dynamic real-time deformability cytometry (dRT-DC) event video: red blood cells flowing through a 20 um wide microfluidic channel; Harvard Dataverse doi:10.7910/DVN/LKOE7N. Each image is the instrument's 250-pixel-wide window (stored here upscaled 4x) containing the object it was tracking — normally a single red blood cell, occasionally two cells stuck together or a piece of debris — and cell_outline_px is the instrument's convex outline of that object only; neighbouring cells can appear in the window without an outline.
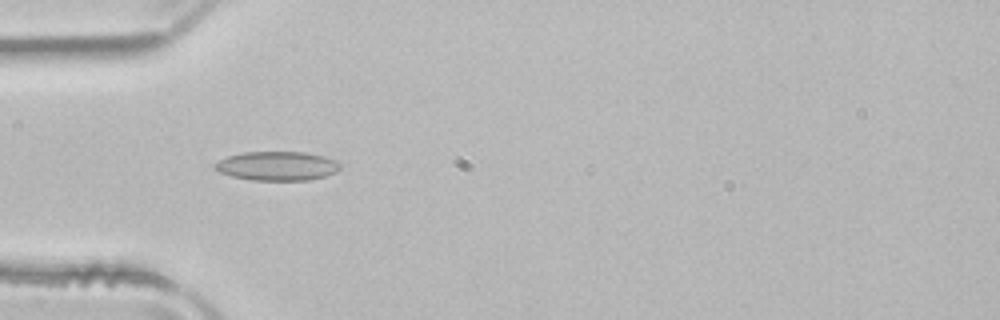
{"species": "common noctule bat (a hibernating species)", "species_latin": "Nyctalus noctula", "temperature_condition": "room temperature", "stored_images_in_passage": 36, "camera_frame_rate_fps": 3000, "um_per_image_px": 0.085, "animal": {"sex": "male", "body_mass_g": 21.5, "forearm_length_mm": 52.0}, "frame": {"image": 1, "passage_image": 1, "time_ms": 0.0, "image_size_px": [1000, 320], "cell_outline_px": [[340, 168], [336, 172], [324, 176], [308, 180], [252, 180], [232, 176], [220, 172], [212, 168], [212, 164], [228, 156], [244, 152], [304, 152], [324, 156], [340, 160]], "centroid_in_image_um": [23.57, 14.1], "position_along_channel_um": 61.4, "area_um2": 21.33}}
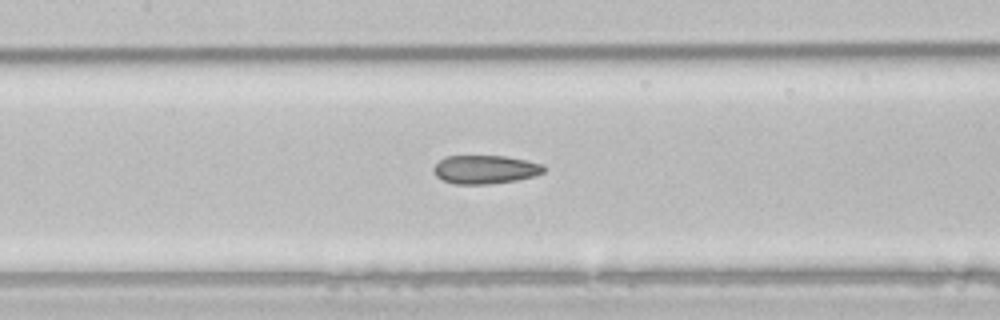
{"frame": {"image": 2, "passage_image": 9, "time_ms": 2.667, "image_size_px": [1000, 320], "cell_outline_px": [[544, 172], [536, 176], [516, 180], [488, 184], [456, 184], [444, 180], [436, 176], [432, 172], [432, 168], [440, 160], [448, 156], [504, 156], [524, 160], [540, 164], [544, 168]], "centroid_in_image_um": [41.21, 14.41], "position_along_channel_um": 166.2, "area_um2": 18.15}}
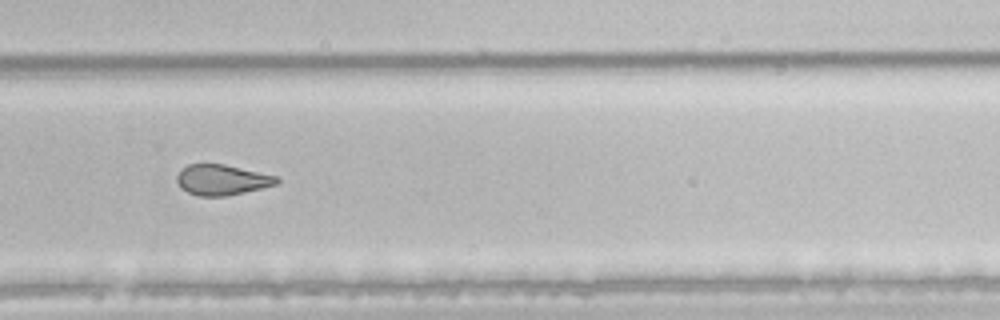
{"frame": {"image": 3, "passage_image": 20, "time_ms": 6.333, "image_size_px": [1000, 320], "cell_outline_px": [[280, 180], [276, 184], [244, 192], [224, 196], [200, 196], [188, 192], [180, 188], [176, 180], [176, 176], [188, 164], [224, 164], [276, 176]], "centroid_in_image_um": [18.83, 15.29], "position_along_channel_um": 311.0, "area_um2": 17.46}, "authors_computed_cell_mechanics": {"area_um2": 19.2763, "velocity_mm_per_s": 3.9675, "shape_relaxation_time_tau1_ms": null, "shape_relaxation_time_tau2_ms": 2.9819, "deformation_change_tau1": null, "deformation_change_tau2": 0.09}}